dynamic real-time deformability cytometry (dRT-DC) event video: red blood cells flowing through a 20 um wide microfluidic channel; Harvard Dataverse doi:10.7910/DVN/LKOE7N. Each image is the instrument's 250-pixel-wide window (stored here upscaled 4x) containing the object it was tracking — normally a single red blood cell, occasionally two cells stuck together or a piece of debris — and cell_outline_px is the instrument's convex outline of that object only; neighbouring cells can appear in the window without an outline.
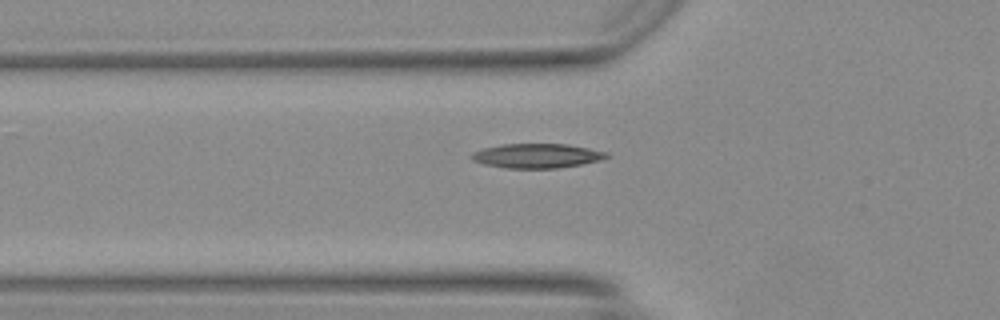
{"species": "Egyptian fruit bat (a non-hibernating species)", "species_latin": "Rousettus aegyptiacus", "temperature_condition": "warm", "stored_images_in_passage": 44, "camera_frame_rate_fps": 3000, "um_per_image_px": 0.085, "animal": {"sex": "female"}, "frame": {"image": 1, "passage_image": 15, "time_ms": 4.667, "image_size_px": [1000, 320], "cell_outline_px": [[612, 156], [604, 160], [560, 168], [504, 168], [484, 164], [472, 160], [468, 156], [472, 152], [484, 148], [500, 144], [568, 144], [608, 152]], "centroid_in_image_um": [45.67, 13.24], "position_along_channel_um": 80.1, "area_um2": 19.54}}
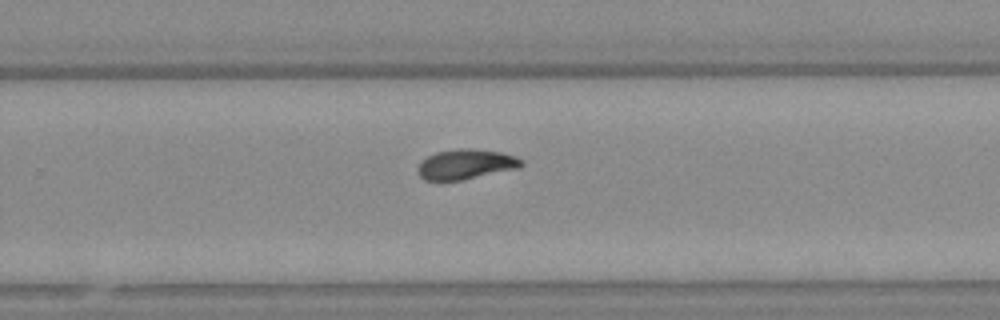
{"frame": {"image": 2, "passage_image": 30, "time_ms": 9.667, "image_size_px": [1000, 320], "cell_outline_px": [[524, 164], [520, 168], [440, 184], [424, 180], [416, 172], [416, 168], [420, 160], [436, 152], [460, 148], [468, 148], [500, 152], [516, 156], [524, 160]], "centroid_in_image_um": [39.53, 14.0], "position_along_channel_um": 290.3, "area_um2": 18.79}}
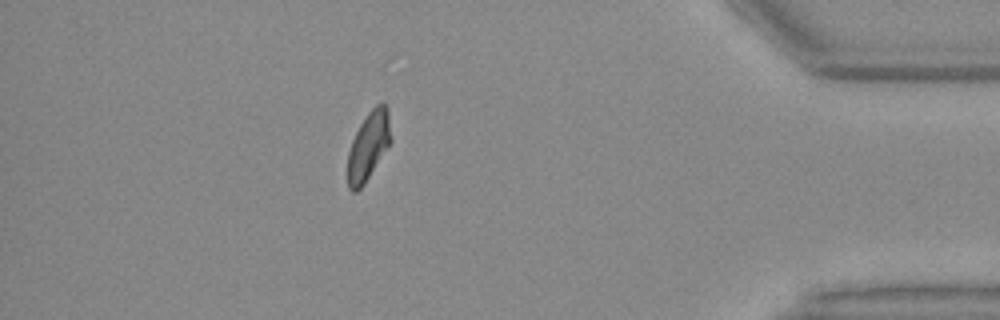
{"frame": {"image": 3, "passage_image": 41, "time_ms": 13.333, "image_size_px": [1000, 320], "cell_outline_px": [[392, 140], [364, 184], [356, 192], [352, 192], [348, 188], [348, 152], [352, 140], [360, 124], [368, 112], [376, 104], [384, 104], [388, 108]], "centroid_in_image_um": [31.32, 12.4], "position_along_channel_um": 403.9, "area_um2": 17.11}, "authors_computed_cell_mechanics": {"area_um2": 17.9758, "velocity_mm_per_s": 4.2065, "shape_relaxation_time_tau1_ms": 5.6428, "shape_relaxation_time_tau2_ms": 2.6454, "deformation_change_tau1": 0.192, "deformation_change_tau2": 0.0828}}